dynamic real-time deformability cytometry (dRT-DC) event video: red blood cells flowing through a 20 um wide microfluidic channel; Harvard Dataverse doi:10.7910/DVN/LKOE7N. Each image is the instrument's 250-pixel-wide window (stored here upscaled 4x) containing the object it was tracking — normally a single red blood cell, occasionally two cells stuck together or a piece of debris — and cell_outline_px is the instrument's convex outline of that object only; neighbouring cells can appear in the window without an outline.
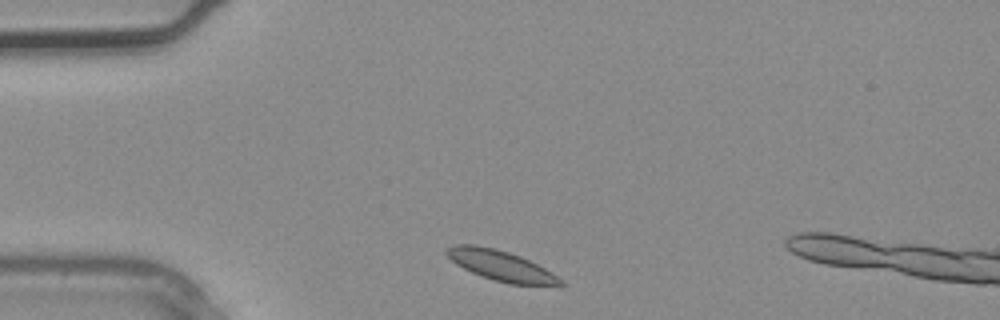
{"species": "common noctule bat (a hibernating species)", "species_latin": "Nyctalus noctula", "temperature_condition": "warm", "stored_images_in_passage": 2, "camera_frame_rate_fps": 3000, "um_per_image_px": 0.085, "animal": {"sex": "male", "body_mass_g": 20.4}, "frame": {"image": 1, "passage_image": 1, "time_ms": 0.0, "image_size_px": [1000, 320], "cell_outline_px": [[568, 284], [508, 284], [472, 272], [456, 264], [444, 252], [452, 244], [476, 244], [496, 248], [520, 256], [552, 272], [564, 280]], "centroid_in_image_um": [42.55, 22.55], "position_along_channel_um": 42.4, "area_um2": 19.77}}